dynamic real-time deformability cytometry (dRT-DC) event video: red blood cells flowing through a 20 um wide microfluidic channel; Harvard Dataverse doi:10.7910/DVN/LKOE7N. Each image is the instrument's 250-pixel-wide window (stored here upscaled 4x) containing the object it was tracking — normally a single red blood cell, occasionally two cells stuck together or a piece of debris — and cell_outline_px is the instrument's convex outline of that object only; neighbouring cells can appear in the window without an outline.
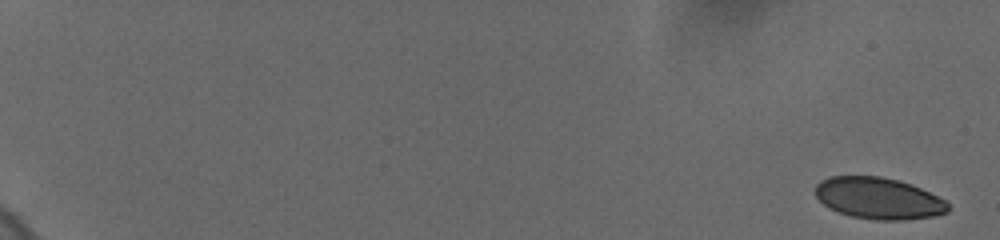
{"species": "human", "species_latin": "Homo sapiens", "temperature_condition": "cold", "stored_images_in_passage": 15, "camera_frame_rate_fps": 3000, "um_per_image_px": 0.085, "donor": {"sex": "female"}, "frame": {"image": 1, "passage_image": 1, "time_ms": 0.0, "image_size_px": [1000, 240], "cell_outline_px": [[948, 212], [932, 216], [900, 220], [876, 220], [852, 216], [828, 208], [816, 196], [816, 184], [820, 180], [828, 176], [880, 176], [912, 184], [944, 200], [948, 204]], "centroid_in_image_um": [74.64, 16.84], "position_along_channel_um": 10.4, "area_um2": 31.85}}
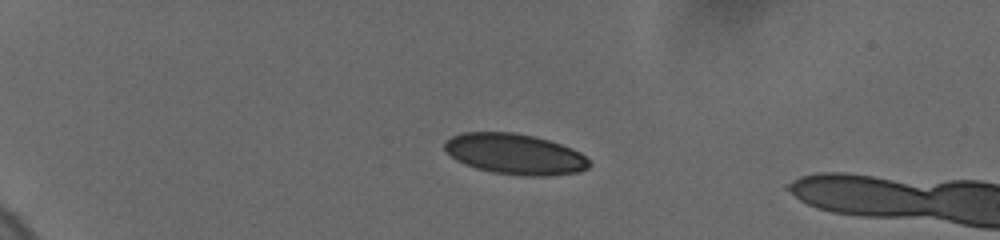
{"frame": {"image": 2, "passage_image": 12, "time_ms": 5.0, "image_size_px": [1000, 240], "cell_outline_px": [[592, 164], [588, 168], [580, 172], [548, 176], [524, 176], [492, 172], [476, 168], [464, 164], [456, 160], [444, 148], [444, 140], [460, 132], [512, 132], [536, 136], [572, 148], [580, 152]], "centroid_in_image_um": [43.77, 13.09], "position_along_channel_um": 41.2, "area_um2": 34.51}}